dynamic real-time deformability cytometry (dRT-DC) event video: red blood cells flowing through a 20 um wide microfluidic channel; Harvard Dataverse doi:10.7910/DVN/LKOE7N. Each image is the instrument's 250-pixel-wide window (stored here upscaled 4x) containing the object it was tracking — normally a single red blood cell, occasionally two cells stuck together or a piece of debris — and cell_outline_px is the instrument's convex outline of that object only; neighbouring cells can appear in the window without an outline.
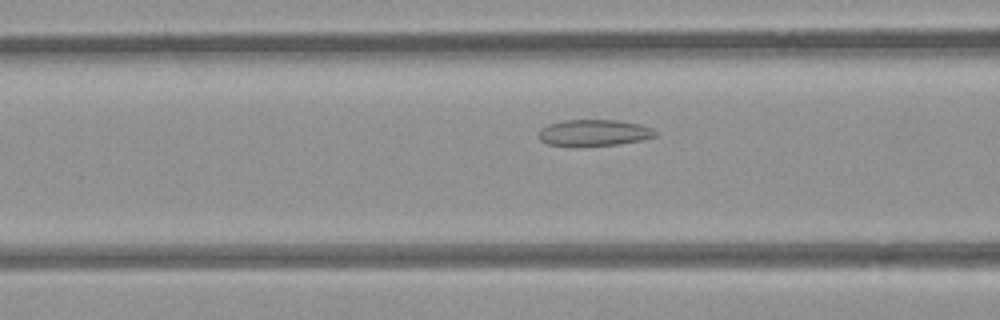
{"species": "common noctule bat (a hibernating species)", "species_latin": "Nyctalus noctula", "temperature_condition": "room temperature", "stored_images_in_passage": 47, "camera_frame_rate_fps": 3000, "um_per_image_px": 0.085, "animal": {"sex": "female", "body_mass_g": 21.9}, "frame": {"image": 1, "passage_image": 14, "time_ms": 4.333, "image_size_px": [1000, 320], "cell_outline_px": [[656, 136], [640, 140], [616, 144], [548, 144], [540, 140], [536, 136], [540, 128], [548, 124], [564, 120], [620, 120], [640, 124], [652, 128], [656, 132]], "centroid_in_image_um": [50.47, 11.24], "position_along_channel_um": 116.1, "area_um2": 17.46}}
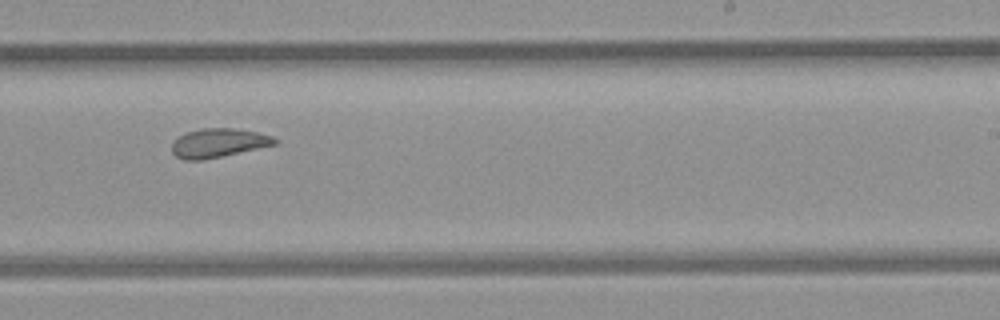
{"frame": {"image": 2, "passage_image": 26, "time_ms": 8.333, "image_size_px": [1000, 320], "cell_outline_px": [[276, 144], [204, 160], [184, 160], [176, 156], [172, 152], [172, 140], [184, 132], [200, 128], [236, 128], [256, 132], [272, 136], [276, 140]], "centroid_in_image_um": [18.49, 12.14], "position_along_channel_um": 270.5, "area_um2": 17.4}}
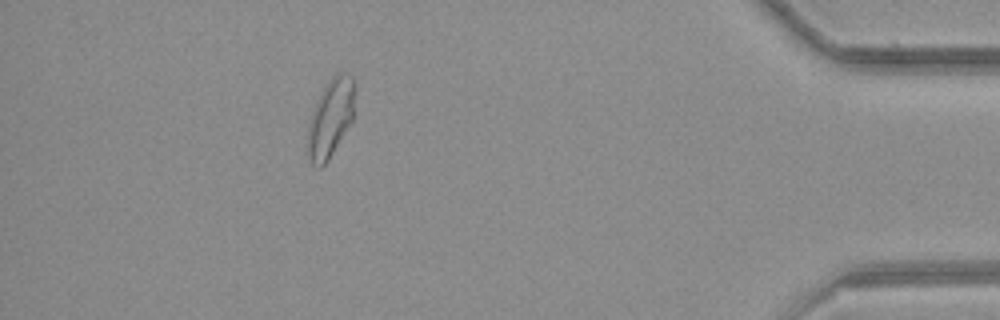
{"frame": {"image": 3, "passage_image": 41, "time_ms": 13.333, "image_size_px": [1000, 320], "cell_outline_px": [[356, 88], [352, 120], [328, 160], [320, 168], [316, 168], [312, 164], [308, 152], [308, 124], [316, 100], [328, 80], [336, 72], [344, 72], [352, 76], [356, 84]], "centroid_in_image_um": [28.11, 9.97], "position_along_channel_um": 407.1, "area_um2": 21.56}, "authors_computed_cell_mechanics": {"area_um2": 19.1896, "velocity_mm_per_s": 3.8552, "shape_relaxation_time_tau1_ms": null, "shape_relaxation_time_tau2_ms": 2.3384, "deformation_change_tau1": null, "deformation_change_tau2": 0.0852}}